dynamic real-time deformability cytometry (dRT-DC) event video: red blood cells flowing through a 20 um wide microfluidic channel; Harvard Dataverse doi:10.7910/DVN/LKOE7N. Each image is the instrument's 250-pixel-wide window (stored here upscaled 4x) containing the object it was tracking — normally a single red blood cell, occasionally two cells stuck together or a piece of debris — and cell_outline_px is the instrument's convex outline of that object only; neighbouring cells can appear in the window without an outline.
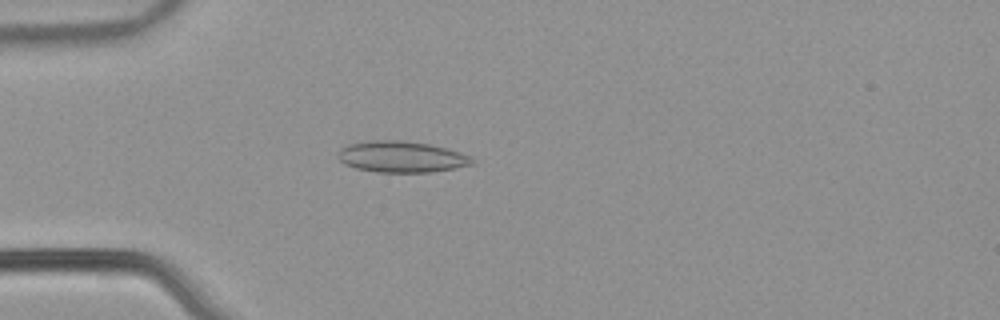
{"species": "common noctule bat (a hibernating species)", "species_latin": "Nyctalus noctula", "temperature_condition": "warm", "stored_images_in_passage": 51, "camera_frame_rate_fps": 3000, "um_per_image_px": 0.085, "animal": {"sex": "male", "body_mass_g": 21.5, "forearm_length_mm": 52.0}, "frame": {"image": 1, "passage_image": 14, "time_ms": 4.333, "image_size_px": [1000, 320], "cell_outline_px": [[476, 164], [432, 172], [376, 172], [356, 168], [344, 164], [336, 156], [340, 148], [348, 144], [372, 140], [400, 140], [428, 144], [448, 148], [472, 156], [476, 160]], "centroid_in_image_um": [34.15, 13.33], "position_along_channel_um": 50.8, "area_um2": 24.68}}
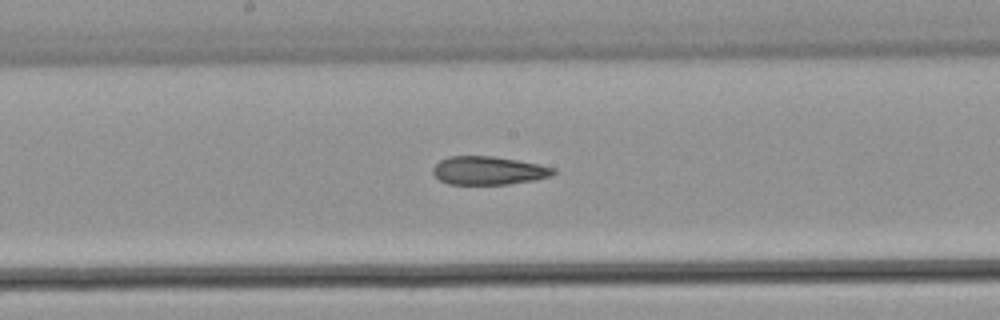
{"frame": {"image": 2, "passage_image": 27, "time_ms": 8.667, "image_size_px": [1000, 320], "cell_outline_px": [[556, 172], [548, 176], [532, 180], [508, 184], [448, 184], [440, 180], [432, 172], [432, 168], [440, 160], [448, 156], [492, 156], [516, 160], [556, 168]], "centroid_in_image_um": [41.47, 14.49], "position_along_channel_um": 206.7, "area_um2": 19.65}}
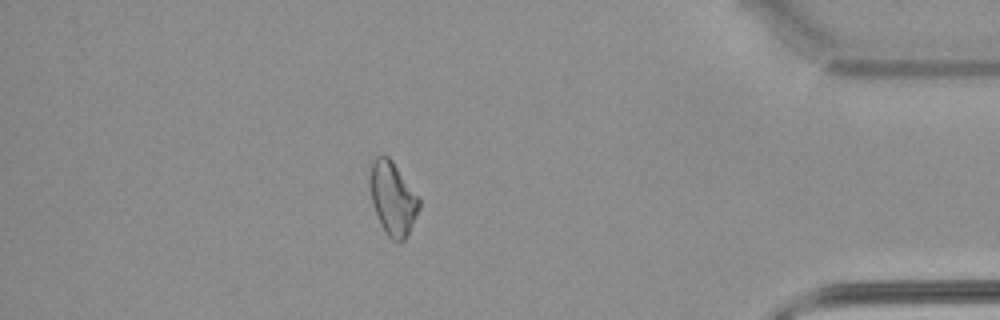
{"frame": {"image": 3, "passage_image": 45, "time_ms": 14.667, "image_size_px": [1000, 320], "cell_outline_px": [[420, 208], [404, 240], [400, 244], [396, 244], [388, 236], [380, 224], [372, 204], [368, 180], [372, 164], [376, 156], [388, 156], [392, 160], [420, 200]], "centroid_in_image_um": [33.36, 16.9], "position_along_channel_um": 401.8, "area_um2": 20.92}, "authors_computed_cell_mechanics": {"area_um2": 21.5016, "velocity_mm_per_s": 3.9028, "shape_relaxation_time_tau1_ms": null, "shape_relaxation_time_tau2_ms": 4.1238, "deformation_change_tau1": null, "deformation_change_tau2": 0.1169}}